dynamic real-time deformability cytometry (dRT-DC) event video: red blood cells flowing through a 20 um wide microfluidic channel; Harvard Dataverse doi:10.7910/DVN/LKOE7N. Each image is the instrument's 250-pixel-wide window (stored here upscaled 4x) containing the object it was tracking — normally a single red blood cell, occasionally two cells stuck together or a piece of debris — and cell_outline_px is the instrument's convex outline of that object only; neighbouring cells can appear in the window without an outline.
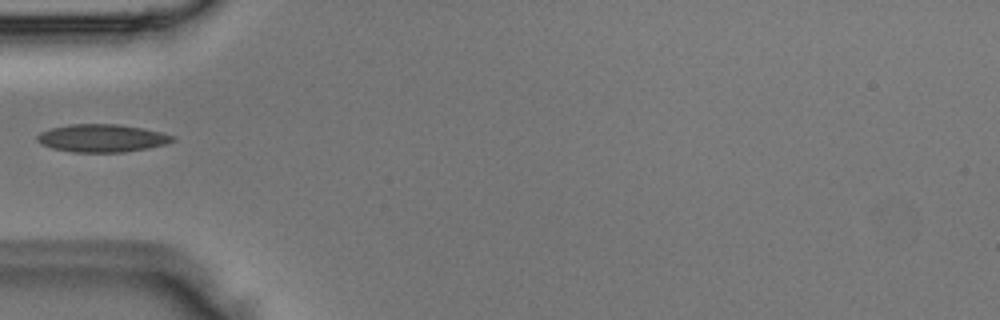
{"species": "Egyptian fruit bat (a non-hibernating species)", "species_latin": "Rousettus aegyptiacus", "temperature_condition": "room temperature", "stored_images_in_passage": 3, "camera_frame_rate_fps": 3000, "um_per_image_px": 0.085, "animal": {"sex": "male"}, "frame": {"image": 1, "passage_image": 1, "time_ms": 0.0, "image_size_px": [1000, 320], "cell_outline_px": [[176, 140], [164, 144], [148, 148], [124, 152], [72, 152], [52, 148], [40, 144], [36, 140], [36, 136], [40, 132], [52, 128], [68, 124], [116, 124], [140, 128], [160, 132], [176, 136]], "centroid_in_image_um": [8.64, 11.74], "position_along_channel_um": 76.4, "area_um2": 21.91}}
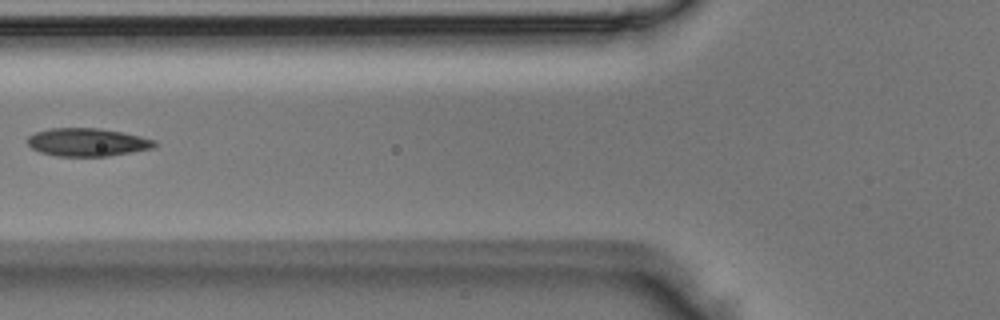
{"frame": {"image": 2, "passage_image": 2, "time_ms": 0.333, "image_size_px": [1000, 320], "cell_outline_px": [[160, 144], [152, 148], [132, 152], [108, 156], [56, 156], [40, 152], [32, 148], [28, 144], [28, 136], [36, 132], [48, 128], [96, 128], [120, 132], [140, 136], [156, 140]], "centroid_in_image_um": [7.44, 12.09], "position_along_channel_um": 118.4, "area_um2": 20.75}}